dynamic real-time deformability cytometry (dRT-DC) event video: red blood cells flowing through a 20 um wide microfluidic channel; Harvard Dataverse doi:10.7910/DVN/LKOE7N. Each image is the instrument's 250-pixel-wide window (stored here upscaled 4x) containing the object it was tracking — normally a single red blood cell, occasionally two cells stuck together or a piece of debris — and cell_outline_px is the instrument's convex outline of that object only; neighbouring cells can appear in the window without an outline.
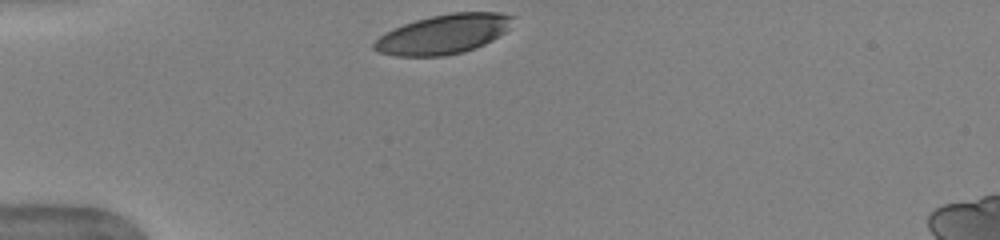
{"species": "human", "species_latin": "Homo sapiens", "temperature_condition": "warm", "stored_images_in_passage": 31, "camera_frame_rate_fps": 3000, "um_per_image_px": 0.085, "donor": {"sex": "female"}, "frame": {"image": 1, "passage_image": 1, "time_ms": 0.0, "image_size_px": [1000, 240], "cell_outline_px": [[516, 16], [508, 28], [504, 32], [492, 40], [476, 48], [464, 52], [444, 56], [396, 56], [380, 52], [372, 48], [372, 44], [384, 32], [392, 28], [416, 20], [432, 16], [452, 12], [500, 12]], "centroid_in_image_um": [37.69, 2.9], "position_along_channel_um": 47.3, "area_um2": 31.96}}
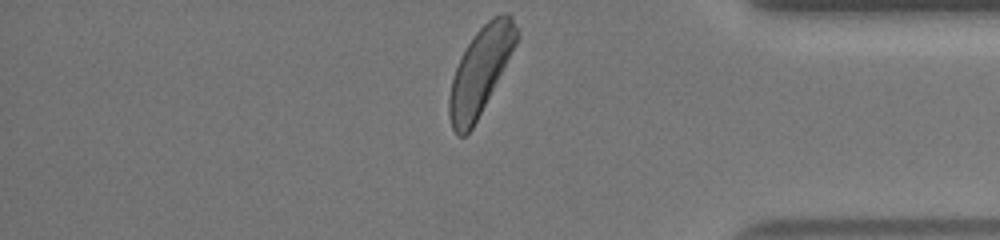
{"frame": {"image": 2, "passage_image": 31, "time_ms": 10.0, "image_size_px": [1000, 240], "cell_outline_px": [[520, 36], [516, 44], [472, 128], [464, 136], [460, 136], [452, 128], [448, 112], [448, 100], [452, 80], [460, 56], [476, 32], [492, 16], [500, 12], [508, 12], [512, 16]], "centroid_in_image_um": [40.83, 5.96], "position_along_channel_um": 394.4, "area_um2": 33.35}, "authors_computed_cell_mechanics": {"area_um2": 34.102, "velocity_mm_per_s": 3.8949, "shape_relaxation_time_tau1_ms": 1.8734, "shape_relaxation_time_tau2_ms": null, "deformation_change_tau1": 0.1348, "deformation_change_tau2": null}}